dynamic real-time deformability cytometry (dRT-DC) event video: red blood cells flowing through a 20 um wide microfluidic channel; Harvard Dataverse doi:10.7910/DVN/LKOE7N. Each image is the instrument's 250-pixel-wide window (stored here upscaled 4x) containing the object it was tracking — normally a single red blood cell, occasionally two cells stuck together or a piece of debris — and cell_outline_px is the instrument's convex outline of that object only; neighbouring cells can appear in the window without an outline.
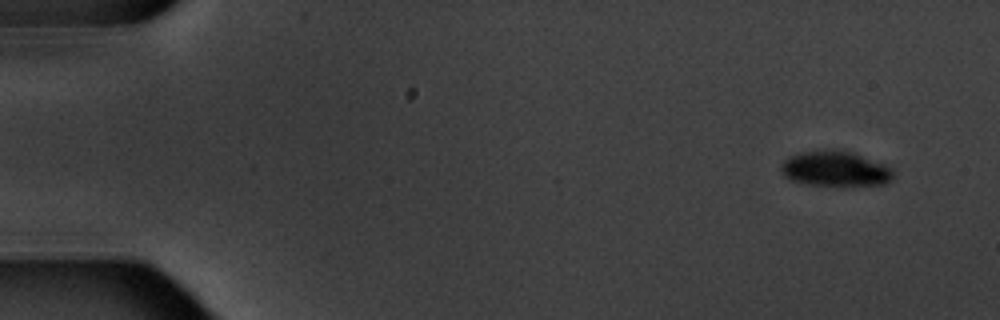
{"species": "common noctule bat (a hibernating species)", "species_latin": "Nyctalus noctula", "temperature_condition": "warm", "stored_images_in_passage": 6, "segment_of_instrument_passage": [1, 2], "camera_frame_rate_fps": 3000, "um_per_image_px": 0.085, "animal": {"sex": "male", "body_mass_g": 20.1, "forearm_length_mm": 53.5}, "frame": {"image": 1, "passage_image": 1, "time_ms": 0.0, "image_size_px": [1000, 320], "cell_outline_px": [[896, 172], [892, 180], [884, 184], [812, 184], [788, 180], [784, 176], [780, 168], [780, 164], [788, 156], [800, 152], [816, 148], [840, 148], [852, 152], [884, 164], [892, 168]], "centroid_in_image_um": [70.96, 14.28], "position_along_channel_um": 14.0, "area_um2": 23.35}}